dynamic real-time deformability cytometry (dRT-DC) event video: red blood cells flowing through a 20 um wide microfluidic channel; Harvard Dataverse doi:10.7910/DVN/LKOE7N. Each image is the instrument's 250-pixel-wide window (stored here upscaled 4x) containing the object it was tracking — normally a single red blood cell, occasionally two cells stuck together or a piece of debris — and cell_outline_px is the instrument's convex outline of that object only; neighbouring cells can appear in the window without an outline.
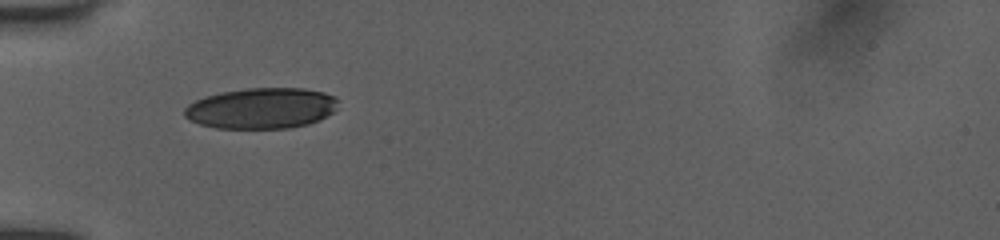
{"species": "human", "species_latin": "Homo sapiens", "temperature_condition": "room temperature", "stored_images_in_passage": 21, "camera_frame_rate_fps": 3000, "um_per_image_px": 0.085, "donor": {"sex": "female"}, "frame": {"image": 1, "passage_image": 1, "time_ms": 0.0, "image_size_px": [1000, 240], "cell_outline_px": [[340, 100], [336, 108], [332, 112], [320, 120], [308, 124], [288, 128], [216, 128], [200, 124], [184, 116], [184, 108], [188, 104], [204, 96], [220, 92], [244, 88], [304, 88], [324, 92], [336, 96]], "centroid_in_image_um": [22.24, 9.19], "position_along_channel_um": 62.8, "area_um2": 36.82}}
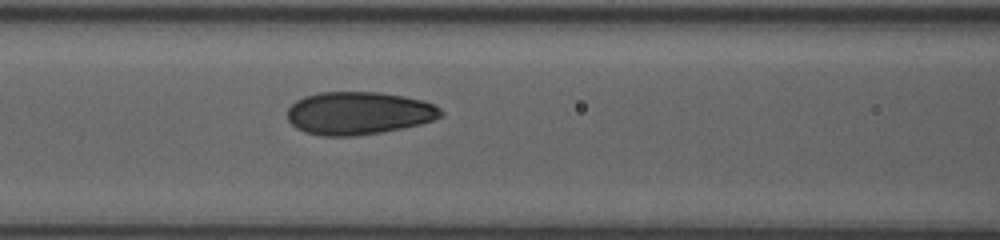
{"frame": {"image": 2, "passage_image": 13, "time_ms": 2.0, "image_size_px": [1000, 240], "cell_outline_px": [[444, 116], [420, 124], [380, 132], [356, 136], [324, 136], [304, 132], [296, 128], [288, 120], [288, 108], [296, 100], [304, 96], [320, 92], [376, 92], [404, 96], [424, 100], [436, 104], [444, 112]], "centroid_in_image_um": [30.5, 9.61], "position_along_channel_um": 136.1, "area_um2": 38.49}}
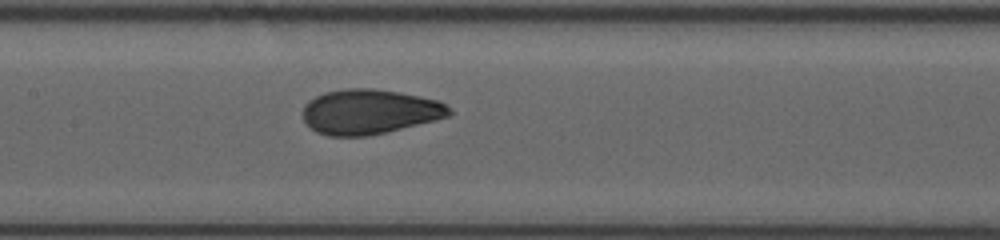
{"frame": {"image": 3, "passage_image": 19, "time_ms": 3.0, "image_size_px": [1000, 240], "cell_outline_px": [[452, 112], [448, 116], [436, 120], [388, 132], [368, 136], [328, 136], [316, 132], [304, 120], [304, 104], [308, 100], [324, 92], [344, 88], [372, 88], [400, 92], [440, 100], [452, 108]], "centroid_in_image_um": [31.44, 9.49], "position_along_channel_um": 176.0, "area_um2": 38.61}}